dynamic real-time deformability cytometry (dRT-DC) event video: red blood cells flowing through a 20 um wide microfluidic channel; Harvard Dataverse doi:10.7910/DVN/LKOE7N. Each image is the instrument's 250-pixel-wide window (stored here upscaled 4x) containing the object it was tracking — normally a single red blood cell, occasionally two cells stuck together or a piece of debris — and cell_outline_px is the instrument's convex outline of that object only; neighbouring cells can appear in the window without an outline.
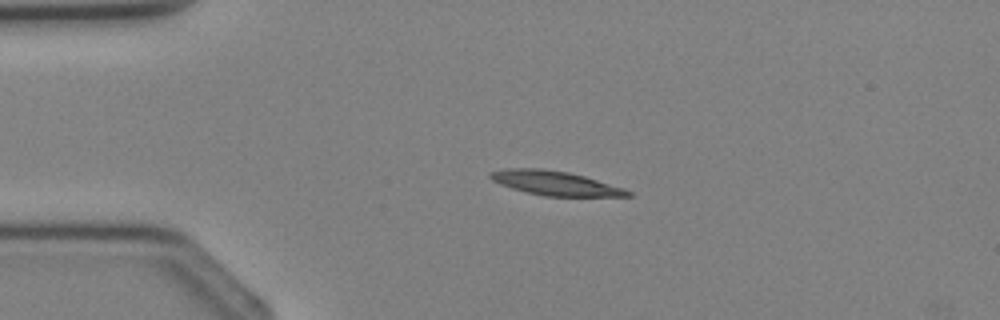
{"species": "Egyptian fruit bat (a non-hibernating species)", "species_latin": "Rousettus aegyptiacus", "temperature_condition": "cold", "stored_images_in_passage": 3, "camera_frame_rate_fps": 3000, "um_per_image_px": 0.085, "animal": {"sex": "female"}, "frame": {"image": 1, "passage_image": 2, "time_ms": 1.333, "image_size_px": [1000, 320], "cell_outline_px": [[632, 196], [544, 196], [512, 188], [500, 184], [492, 180], [488, 176], [488, 172], [504, 168], [544, 168], [568, 172], [584, 176], [624, 188], [632, 192]], "centroid_in_image_um": [47.15, 15.55], "position_along_channel_um": 37.8, "area_um2": 19.42}}